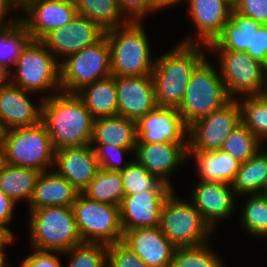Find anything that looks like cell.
Returning <instances> with one entry per match:
<instances>
[{
  "label": "cell",
  "instance_id": "obj_1",
  "mask_svg": "<svg viewBox=\"0 0 267 267\" xmlns=\"http://www.w3.org/2000/svg\"><path fill=\"white\" fill-rule=\"evenodd\" d=\"M58 94V95H56ZM44 94L41 123L54 150L90 144L94 118L76 93Z\"/></svg>",
  "mask_w": 267,
  "mask_h": 267
},
{
  "label": "cell",
  "instance_id": "obj_2",
  "mask_svg": "<svg viewBox=\"0 0 267 267\" xmlns=\"http://www.w3.org/2000/svg\"><path fill=\"white\" fill-rule=\"evenodd\" d=\"M174 47L155 57L151 74L160 107H179L194 70L207 58L205 45L180 42Z\"/></svg>",
  "mask_w": 267,
  "mask_h": 267
},
{
  "label": "cell",
  "instance_id": "obj_3",
  "mask_svg": "<svg viewBox=\"0 0 267 267\" xmlns=\"http://www.w3.org/2000/svg\"><path fill=\"white\" fill-rule=\"evenodd\" d=\"M143 22H127L123 26L105 31L109 42L112 76L140 77L151 75L152 58L149 39Z\"/></svg>",
  "mask_w": 267,
  "mask_h": 267
},
{
  "label": "cell",
  "instance_id": "obj_4",
  "mask_svg": "<svg viewBox=\"0 0 267 267\" xmlns=\"http://www.w3.org/2000/svg\"><path fill=\"white\" fill-rule=\"evenodd\" d=\"M29 210L31 248L63 253L83 243L73 207L51 206Z\"/></svg>",
  "mask_w": 267,
  "mask_h": 267
},
{
  "label": "cell",
  "instance_id": "obj_5",
  "mask_svg": "<svg viewBox=\"0 0 267 267\" xmlns=\"http://www.w3.org/2000/svg\"><path fill=\"white\" fill-rule=\"evenodd\" d=\"M218 70L208 58L194 70L184 98L177 108L187 126L232 100Z\"/></svg>",
  "mask_w": 267,
  "mask_h": 267
},
{
  "label": "cell",
  "instance_id": "obj_6",
  "mask_svg": "<svg viewBox=\"0 0 267 267\" xmlns=\"http://www.w3.org/2000/svg\"><path fill=\"white\" fill-rule=\"evenodd\" d=\"M59 61L41 41L31 40L14 64L15 70H10L6 79L33 94L46 90L54 95L58 90L61 92Z\"/></svg>",
  "mask_w": 267,
  "mask_h": 267
},
{
  "label": "cell",
  "instance_id": "obj_7",
  "mask_svg": "<svg viewBox=\"0 0 267 267\" xmlns=\"http://www.w3.org/2000/svg\"><path fill=\"white\" fill-rule=\"evenodd\" d=\"M175 193L173 190L163 204L159 223L161 232L176 248L209 243V236L214 231L191 201L179 198Z\"/></svg>",
  "mask_w": 267,
  "mask_h": 267
},
{
  "label": "cell",
  "instance_id": "obj_8",
  "mask_svg": "<svg viewBox=\"0 0 267 267\" xmlns=\"http://www.w3.org/2000/svg\"><path fill=\"white\" fill-rule=\"evenodd\" d=\"M2 143L6 164L40 172L53 169L55 150L41 122L2 132Z\"/></svg>",
  "mask_w": 267,
  "mask_h": 267
},
{
  "label": "cell",
  "instance_id": "obj_9",
  "mask_svg": "<svg viewBox=\"0 0 267 267\" xmlns=\"http://www.w3.org/2000/svg\"><path fill=\"white\" fill-rule=\"evenodd\" d=\"M110 59L106 36L94 45L70 54L60 62L61 91L77 93L84 86L111 76Z\"/></svg>",
  "mask_w": 267,
  "mask_h": 267
},
{
  "label": "cell",
  "instance_id": "obj_10",
  "mask_svg": "<svg viewBox=\"0 0 267 267\" xmlns=\"http://www.w3.org/2000/svg\"><path fill=\"white\" fill-rule=\"evenodd\" d=\"M219 73L232 100L267 94V68L245 51L213 50ZM219 56V57H218ZM236 96V97H235Z\"/></svg>",
  "mask_w": 267,
  "mask_h": 267
},
{
  "label": "cell",
  "instance_id": "obj_11",
  "mask_svg": "<svg viewBox=\"0 0 267 267\" xmlns=\"http://www.w3.org/2000/svg\"><path fill=\"white\" fill-rule=\"evenodd\" d=\"M72 207L83 243L110 245L122 240L119 206L94 201L79 193Z\"/></svg>",
  "mask_w": 267,
  "mask_h": 267
},
{
  "label": "cell",
  "instance_id": "obj_12",
  "mask_svg": "<svg viewBox=\"0 0 267 267\" xmlns=\"http://www.w3.org/2000/svg\"><path fill=\"white\" fill-rule=\"evenodd\" d=\"M241 123L238 101L231 100L225 106L204 116L188 126L187 151H213L223 147L226 138Z\"/></svg>",
  "mask_w": 267,
  "mask_h": 267
},
{
  "label": "cell",
  "instance_id": "obj_13",
  "mask_svg": "<svg viewBox=\"0 0 267 267\" xmlns=\"http://www.w3.org/2000/svg\"><path fill=\"white\" fill-rule=\"evenodd\" d=\"M18 11L24 12L19 21L35 41H41L78 15L73 0H27Z\"/></svg>",
  "mask_w": 267,
  "mask_h": 267
},
{
  "label": "cell",
  "instance_id": "obj_14",
  "mask_svg": "<svg viewBox=\"0 0 267 267\" xmlns=\"http://www.w3.org/2000/svg\"><path fill=\"white\" fill-rule=\"evenodd\" d=\"M105 36V31L87 17L77 15L65 26L48 33L41 42L63 61L67 56L94 45Z\"/></svg>",
  "mask_w": 267,
  "mask_h": 267
},
{
  "label": "cell",
  "instance_id": "obj_15",
  "mask_svg": "<svg viewBox=\"0 0 267 267\" xmlns=\"http://www.w3.org/2000/svg\"><path fill=\"white\" fill-rule=\"evenodd\" d=\"M136 143H188V126L175 107L157 106L136 122Z\"/></svg>",
  "mask_w": 267,
  "mask_h": 267
},
{
  "label": "cell",
  "instance_id": "obj_16",
  "mask_svg": "<svg viewBox=\"0 0 267 267\" xmlns=\"http://www.w3.org/2000/svg\"><path fill=\"white\" fill-rule=\"evenodd\" d=\"M185 2H188L187 11L196 28L194 32L196 37L186 36L182 42L208 46L220 35L230 19L233 2L231 0H185Z\"/></svg>",
  "mask_w": 267,
  "mask_h": 267
},
{
  "label": "cell",
  "instance_id": "obj_17",
  "mask_svg": "<svg viewBox=\"0 0 267 267\" xmlns=\"http://www.w3.org/2000/svg\"><path fill=\"white\" fill-rule=\"evenodd\" d=\"M26 91L7 79H0V128L2 132L13 128L34 126L41 122L42 100L34 104ZM29 94V95H28Z\"/></svg>",
  "mask_w": 267,
  "mask_h": 267
},
{
  "label": "cell",
  "instance_id": "obj_18",
  "mask_svg": "<svg viewBox=\"0 0 267 267\" xmlns=\"http://www.w3.org/2000/svg\"><path fill=\"white\" fill-rule=\"evenodd\" d=\"M193 188L190 201L214 232L220 221L236 212L237 195L231 184L195 181Z\"/></svg>",
  "mask_w": 267,
  "mask_h": 267
},
{
  "label": "cell",
  "instance_id": "obj_19",
  "mask_svg": "<svg viewBox=\"0 0 267 267\" xmlns=\"http://www.w3.org/2000/svg\"><path fill=\"white\" fill-rule=\"evenodd\" d=\"M172 191L147 190L124 195L119 205L123 232L159 226L163 204Z\"/></svg>",
  "mask_w": 267,
  "mask_h": 267
},
{
  "label": "cell",
  "instance_id": "obj_20",
  "mask_svg": "<svg viewBox=\"0 0 267 267\" xmlns=\"http://www.w3.org/2000/svg\"><path fill=\"white\" fill-rule=\"evenodd\" d=\"M187 150L188 143H136L132 159L160 181L174 188L169 176L181 168L182 164H186L184 162H187Z\"/></svg>",
  "mask_w": 267,
  "mask_h": 267
},
{
  "label": "cell",
  "instance_id": "obj_21",
  "mask_svg": "<svg viewBox=\"0 0 267 267\" xmlns=\"http://www.w3.org/2000/svg\"><path fill=\"white\" fill-rule=\"evenodd\" d=\"M118 115L138 121L158 105L151 75L115 76Z\"/></svg>",
  "mask_w": 267,
  "mask_h": 267
},
{
  "label": "cell",
  "instance_id": "obj_22",
  "mask_svg": "<svg viewBox=\"0 0 267 267\" xmlns=\"http://www.w3.org/2000/svg\"><path fill=\"white\" fill-rule=\"evenodd\" d=\"M121 242L149 267H170L176 249L159 226L125 231Z\"/></svg>",
  "mask_w": 267,
  "mask_h": 267
},
{
  "label": "cell",
  "instance_id": "obj_23",
  "mask_svg": "<svg viewBox=\"0 0 267 267\" xmlns=\"http://www.w3.org/2000/svg\"><path fill=\"white\" fill-rule=\"evenodd\" d=\"M53 169L82 193L100 167L94 149L88 144L56 150Z\"/></svg>",
  "mask_w": 267,
  "mask_h": 267
},
{
  "label": "cell",
  "instance_id": "obj_24",
  "mask_svg": "<svg viewBox=\"0 0 267 267\" xmlns=\"http://www.w3.org/2000/svg\"><path fill=\"white\" fill-rule=\"evenodd\" d=\"M80 192L56 171L41 172L37 178L29 209L51 206L72 207Z\"/></svg>",
  "mask_w": 267,
  "mask_h": 267
},
{
  "label": "cell",
  "instance_id": "obj_25",
  "mask_svg": "<svg viewBox=\"0 0 267 267\" xmlns=\"http://www.w3.org/2000/svg\"><path fill=\"white\" fill-rule=\"evenodd\" d=\"M194 158L199 181L231 184L241 162L222 149L213 151H187V159Z\"/></svg>",
  "mask_w": 267,
  "mask_h": 267
},
{
  "label": "cell",
  "instance_id": "obj_26",
  "mask_svg": "<svg viewBox=\"0 0 267 267\" xmlns=\"http://www.w3.org/2000/svg\"><path fill=\"white\" fill-rule=\"evenodd\" d=\"M136 121L123 116L96 118L90 144H107L118 147H136Z\"/></svg>",
  "mask_w": 267,
  "mask_h": 267
},
{
  "label": "cell",
  "instance_id": "obj_27",
  "mask_svg": "<svg viewBox=\"0 0 267 267\" xmlns=\"http://www.w3.org/2000/svg\"><path fill=\"white\" fill-rule=\"evenodd\" d=\"M260 26V22L232 10L220 35L207 46L208 54L210 50L246 51L251 48L253 31Z\"/></svg>",
  "mask_w": 267,
  "mask_h": 267
},
{
  "label": "cell",
  "instance_id": "obj_28",
  "mask_svg": "<svg viewBox=\"0 0 267 267\" xmlns=\"http://www.w3.org/2000/svg\"><path fill=\"white\" fill-rule=\"evenodd\" d=\"M76 94L83 100L94 119L118 115L115 76L86 85Z\"/></svg>",
  "mask_w": 267,
  "mask_h": 267
},
{
  "label": "cell",
  "instance_id": "obj_29",
  "mask_svg": "<svg viewBox=\"0 0 267 267\" xmlns=\"http://www.w3.org/2000/svg\"><path fill=\"white\" fill-rule=\"evenodd\" d=\"M263 150V151H262ZM267 183V150L261 148L244 163L231 183L237 197L246 194H262Z\"/></svg>",
  "mask_w": 267,
  "mask_h": 267
},
{
  "label": "cell",
  "instance_id": "obj_30",
  "mask_svg": "<svg viewBox=\"0 0 267 267\" xmlns=\"http://www.w3.org/2000/svg\"><path fill=\"white\" fill-rule=\"evenodd\" d=\"M40 171L4 164L0 170V190L13 201H29L33 195L34 187Z\"/></svg>",
  "mask_w": 267,
  "mask_h": 267
},
{
  "label": "cell",
  "instance_id": "obj_31",
  "mask_svg": "<svg viewBox=\"0 0 267 267\" xmlns=\"http://www.w3.org/2000/svg\"><path fill=\"white\" fill-rule=\"evenodd\" d=\"M77 14L97 23L104 31L129 22L118 7L117 0H73Z\"/></svg>",
  "mask_w": 267,
  "mask_h": 267
},
{
  "label": "cell",
  "instance_id": "obj_32",
  "mask_svg": "<svg viewBox=\"0 0 267 267\" xmlns=\"http://www.w3.org/2000/svg\"><path fill=\"white\" fill-rule=\"evenodd\" d=\"M82 193L91 200L119 206L125 195L121 173L99 169Z\"/></svg>",
  "mask_w": 267,
  "mask_h": 267
},
{
  "label": "cell",
  "instance_id": "obj_33",
  "mask_svg": "<svg viewBox=\"0 0 267 267\" xmlns=\"http://www.w3.org/2000/svg\"><path fill=\"white\" fill-rule=\"evenodd\" d=\"M241 122L262 142L267 140V94L237 100Z\"/></svg>",
  "mask_w": 267,
  "mask_h": 267
},
{
  "label": "cell",
  "instance_id": "obj_34",
  "mask_svg": "<svg viewBox=\"0 0 267 267\" xmlns=\"http://www.w3.org/2000/svg\"><path fill=\"white\" fill-rule=\"evenodd\" d=\"M245 199L241 211V226L249 236L266 240L267 237V196L263 194L242 195Z\"/></svg>",
  "mask_w": 267,
  "mask_h": 267
},
{
  "label": "cell",
  "instance_id": "obj_35",
  "mask_svg": "<svg viewBox=\"0 0 267 267\" xmlns=\"http://www.w3.org/2000/svg\"><path fill=\"white\" fill-rule=\"evenodd\" d=\"M120 173L125 195L137 194L147 190H175L150 174L135 159Z\"/></svg>",
  "mask_w": 267,
  "mask_h": 267
},
{
  "label": "cell",
  "instance_id": "obj_36",
  "mask_svg": "<svg viewBox=\"0 0 267 267\" xmlns=\"http://www.w3.org/2000/svg\"><path fill=\"white\" fill-rule=\"evenodd\" d=\"M31 40V36L20 21L0 30V62L8 71L12 69L22 50Z\"/></svg>",
  "mask_w": 267,
  "mask_h": 267
},
{
  "label": "cell",
  "instance_id": "obj_37",
  "mask_svg": "<svg viewBox=\"0 0 267 267\" xmlns=\"http://www.w3.org/2000/svg\"><path fill=\"white\" fill-rule=\"evenodd\" d=\"M262 145L263 143L241 122L226 138L221 149L244 163L264 148Z\"/></svg>",
  "mask_w": 267,
  "mask_h": 267
},
{
  "label": "cell",
  "instance_id": "obj_38",
  "mask_svg": "<svg viewBox=\"0 0 267 267\" xmlns=\"http://www.w3.org/2000/svg\"><path fill=\"white\" fill-rule=\"evenodd\" d=\"M209 243L198 247L176 248L170 267H225Z\"/></svg>",
  "mask_w": 267,
  "mask_h": 267
},
{
  "label": "cell",
  "instance_id": "obj_39",
  "mask_svg": "<svg viewBox=\"0 0 267 267\" xmlns=\"http://www.w3.org/2000/svg\"><path fill=\"white\" fill-rule=\"evenodd\" d=\"M69 262L67 267H107V245L82 243L63 252Z\"/></svg>",
  "mask_w": 267,
  "mask_h": 267
},
{
  "label": "cell",
  "instance_id": "obj_40",
  "mask_svg": "<svg viewBox=\"0 0 267 267\" xmlns=\"http://www.w3.org/2000/svg\"><path fill=\"white\" fill-rule=\"evenodd\" d=\"M94 149L100 169L121 172L133 160L122 161L124 156L132 155L135 147H118L107 144H90ZM132 151V154H131ZM123 163V164H122Z\"/></svg>",
  "mask_w": 267,
  "mask_h": 267
},
{
  "label": "cell",
  "instance_id": "obj_41",
  "mask_svg": "<svg viewBox=\"0 0 267 267\" xmlns=\"http://www.w3.org/2000/svg\"><path fill=\"white\" fill-rule=\"evenodd\" d=\"M107 267H149L121 241L107 245Z\"/></svg>",
  "mask_w": 267,
  "mask_h": 267
},
{
  "label": "cell",
  "instance_id": "obj_42",
  "mask_svg": "<svg viewBox=\"0 0 267 267\" xmlns=\"http://www.w3.org/2000/svg\"><path fill=\"white\" fill-rule=\"evenodd\" d=\"M121 14L130 22H143L149 14L159 11L150 0H117Z\"/></svg>",
  "mask_w": 267,
  "mask_h": 267
},
{
  "label": "cell",
  "instance_id": "obj_43",
  "mask_svg": "<svg viewBox=\"0 0 267 267\" xmlns=\"http://www.w3.org/2000/svg\"><path fill=\"white\" fill-rule=\"evenodd\" d=\"M233 11L267 24V0H234Z\"/></svg>",
  "mask_w": 267,
  "mask_h": 267
},
{
  "label": "cell",
  "instance_id": "obj_44",
  "mask_svg": "<svg viewBox=\"0 0 267 267\" xmlns=\"http://www.w3.org/2000/svg\"><path fill=\"white\" fill-rule=\"evenodd\" d=\"M31 249L33 252L20 261L19 267H62L61 259L56 255H63L62 252Z\"/></svg>",
  "mask_w": 267,
  "mask_h": 267
},
{
  "label": "cell",
  "instance_id": "obj_45",
  "mask_svg": "<svg viewBox=\"0 0 267 267\" xmlns=\"http://www.w3.org/2000/svg\"><path fill=\"white\" fill-rule=\"evenodd\" d=\"M245 52L267 68V24H261L258 30L253 31L251 48Z\"/></svg>",
  "mask_w": 267,
  "mask_h": 267
},
{
  "label": "cell",
  "instance_id": "obj_46",
  "mask_svg": "<svg viewBox=\"0 0 267 267\" xmlns=\"http://www.w3.org/2000/svg\"><path fill=\"white\" fill-rule=\"evenodd\" d=\"M17 203L0 190V227L4 228L14 238L15 234L8 227L14 218V209Z\"/></svg>",
  "mask_w": 267,
  "mask_h": 267
},
{
  "label": "cell",
  "instance_id": "obj_47",
  "mask_svg": "<svg viewBox=\"0 0 267 267\" xmlns=\"http://www.w3.org/2000/svg\"><path fill=\"white\" fill-rule=\"evenodd\" d=\"M15 8L19 10V7L12 0H0V30L9 28L19 21V15L8 18L10 14H13L12 11L17 12Z\"/></svg>",
  "mask_w": 267,
  "mask_h": 267
},
{
  "label": "cell",
  "instance_id": "obj_48",
  "mask_svg": "<svg viewBox=\"0 0 267 267\" xmlns=\"http://www.w3.org/2000/svg\"><path fill=\"white\" fill-rule=\"evenodd\" d=\"M14 240L15 238L9 232L0 227V253H6L4 248L10 246Z\"/></svg>",
  "mask_w": 267,
  "mask_h": 267
},
{
  "label": "cell",
  "instance_id": "obj_49",
  "mask_svg": "<svg viewBox=\"0 0 267 267\" xmlns=\"http://www.w3.org/2000/svg\"><path fill=\"white\" fill-rule=\"evenodd\" d=\"M184 0H150V2L160 11L171 6L178 5Z\"/></svg>",
  "mask_w": 267,
  "mask_h": 267
},
{
  "label": "cell",
  "instance_id": "obj_50",
  "mask_svg": "<svg viewBox=\"0 0 267 267\" xmlns=\"http://www.w3.org/2000/svg\"><path fill=\"white\" fill-rule=\"evenodd\" d=\"M6 254L7 253H0V267H12L10 262H8L9 259H7Z\"/></svg>",
  "mask_w": 267,
  "mask_h": 267
},
{
  "label": "cell",
  "instance_id": "obj_51",
  "mask_svg": "<svg viewBox=\"0 0 267 267\" xmlns=\"http://www.w3.org/2000/svg\"><path fill=\"white\" fill-rule=\"evenodd\" d=\"M4 164H5L4 147H3V143L0 142V170L2 169Z\"/></svg>",
  "mask_w": 267,
  "mask_h": 267
},
{
  "label": "cell",
  "instance_id": "obj_52",
  "mask_svg": "<svg viewBox=\"0 0 267 267\" xmlns=\"http://www.w3.org/2000/svg\"><path fill=\"white\" fill-rule=\"evenodd\" d=\"M9 71L0 62V79H6Z\"/></svg>",
  "mask_w": 267,
  "mask_h": 267
},
{
  "label": "cell",
  "instance_id": "obj_53",
  "mask_svg": "<svg viewBox=\"0 0 267 267\" xmlns=\"http://www.w3.org/2000/svg\"><path fill=\"white\" fill-rule=\"evenodd\" d=\"M19 8L27 1V0H12Z\"/></svg>",
  "mask_w": 267,
  "mask_h": 267
},
{
  "label": "cell",
  "instance_id": "obj_54",
  "mask_svg": "<svg viewBox=\"0 0 267 267\" xmlns=\"http://www.w3.org/2000/svg\"><path fill=\"white\" fill-rule=\"evenodd\" d=\"M263 195L267 196V183L263 189V192H262Z\"/></svg>",
  "mask_w": 267,
  "mask_h": 267
},
{
  "label": "cell",
  "instance_id": "obj_55",
  "mask_svg": "<svg viewBox=\"0 0 267 267\" xmlns=\"http://www.w3.org/2000/svg\"><path fill=\"white\" fill-rule=\"evenodd\" d=\"M0 142H2V130L0 128Z\"/></svg>",
  "mask_w": 267,
  "mask_h": 267
}]
</instances>
